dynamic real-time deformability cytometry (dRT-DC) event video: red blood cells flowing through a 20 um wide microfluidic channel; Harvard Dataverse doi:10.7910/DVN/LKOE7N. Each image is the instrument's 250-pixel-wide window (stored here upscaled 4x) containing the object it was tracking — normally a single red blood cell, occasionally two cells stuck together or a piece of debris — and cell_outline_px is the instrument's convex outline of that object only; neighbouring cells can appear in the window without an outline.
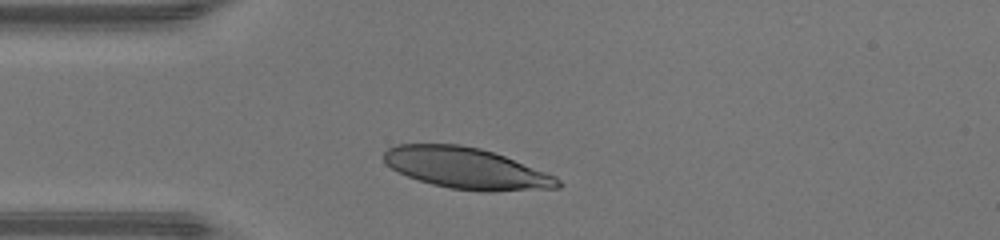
{"species": "human", "species_latin": "Homo sapiens", "temperature_condition": "warm", "stored_images_in_passage": 27, "camera_frame_rate_fps": 3000, "um_per_image_px": 0.085, "donor": {"sex": "male"}, "frame": {"image": 1, "passage_image": 1, "time_ms": 0.0, "image_size_px": [1000, 240], "cell_outline_px": [[564, 184], [560, 188], [488, 192], [484, 192], [452, 188], [432, 184], [408, 176], [392, 168], [384, 160], [384, 152], [388, 148], [396, 144], [460, 144], [480, 148], [504, 156], [556, 176]], "centroid_in_image_um": [39.68, 14.31], "position_along_channel_um": 45.3, "area_um2": 41.56}}
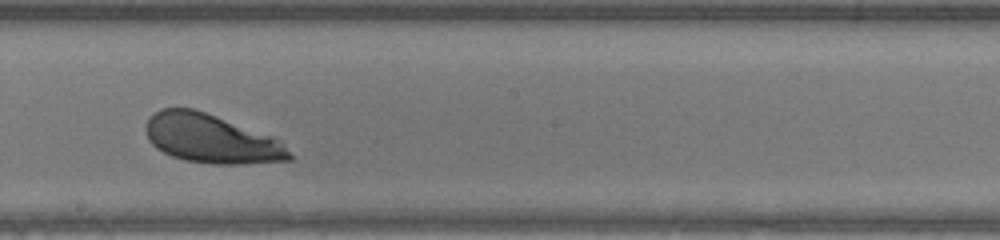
{"frame": {"image": 2, "passage_image": 15, "time_ms": 4.667, "image_size_px": [1000, 240], "cell_outline_px": [[292, 160], [240, 164], [216, 164], [184, 160], [172, 156], [156, 148], [148, 140], [148, 120], [160, 108], [192, 108], [204, 112], [272, 136], [284, 144], [292, 156]], "centroid_in_image_um": [17.97, 11.81], "position_along_channel_um": 230.2, "area_um2": 40.23}}
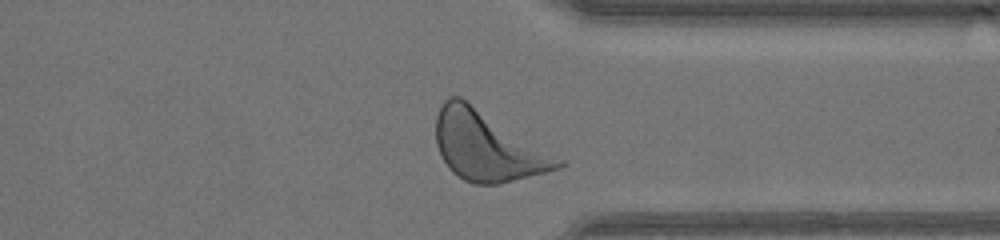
{"frame": {"image": 3, "passage_image": 25, "time_ms": 8.0, "image_size_px": [1000, 240], "cell_outline_px": [[564, 164], [560, 168], [496, 184], [472, 184], [464, 180], [452, 172], [448, 168], [436, 144], [436, 116], [444, 100], [448, 96], [460, 96], [564, 160]], "centroid_in_image_um": [41.39, 12.41], "position_along_channel_um": 370.0, "area_um2": 48.73}, "authors_computed_cell_mechanics": {"area_um2": 41.905, "velocity_mm_per_s": 4.2872, "shape_relaxation_time_tau1_ms": 1.9139, "shape_relaxation_time_tau2_ms": null, "deformation_change_tau1": 0.1639, "deformation_change_tau2": null}}